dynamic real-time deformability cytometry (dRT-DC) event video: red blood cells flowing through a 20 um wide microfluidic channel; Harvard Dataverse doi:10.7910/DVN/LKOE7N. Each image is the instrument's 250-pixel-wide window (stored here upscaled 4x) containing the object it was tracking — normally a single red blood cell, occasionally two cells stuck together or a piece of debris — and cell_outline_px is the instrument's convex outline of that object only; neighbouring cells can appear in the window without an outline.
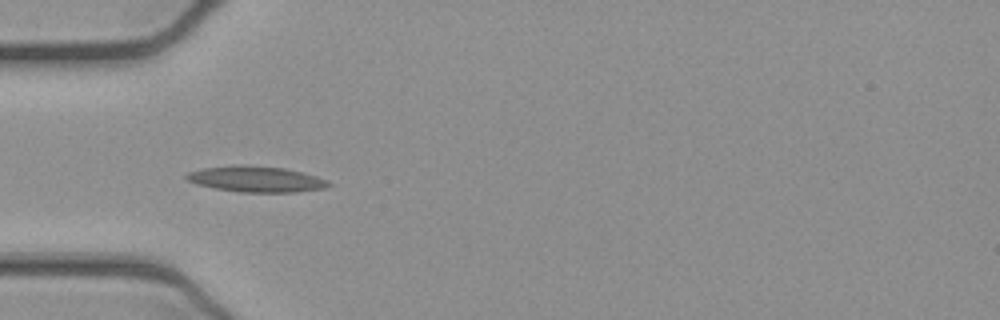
{"species": "common noctule bat (a hibernating species)", "species_latin": "Nyctalus noctula", "temperature_condition": "cold", "stored_images_in_passage": 37, "camera_frame_rate_fps": 3000, "um_per_image_px": 0.085, "animal": {"sex": "female", "body_mass_g": 21.9}, "frame": {"image": 1, "passage_image": 1, "time_ms": 0.0, "image_size_px": [1000, 320], "cell_outline_px": [[332, 184], [324, 188], [296, 192], [240, 192], [216, 188], [196, 184], [188, 180], [184, 176], [188, 172], [200, 168], [236, 164], [240, 164], [284, 168], [316, 176], [328, 180]], "centroid_in_image_um": [21.74, 15.21], "position_along_channel_um": 63.3, "area_um2": 21.44}}
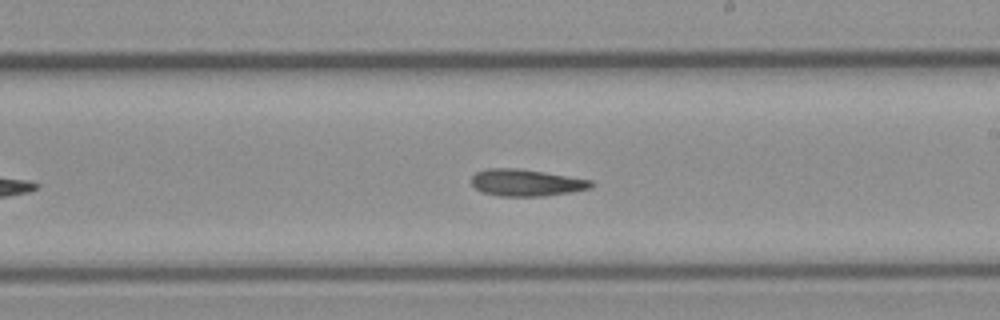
{"frame": {"image": 2, "passage_image": 15, "time_ms": 4.667, "image_size_px": [1000, 320], "cell_outline_px": [[596, 184], [592, 188], [572, 192], [544, 196], [500, 196], [484, 192], [476, 188], [472, 184], [472, 176], [476, 172], [488, 168], [516, 168], [544, 172], [592, 180]], "centroid_in_image_um": [44.78, 15.53], "position_along_channel_um": 244.2, "area_um2": 18.73}}
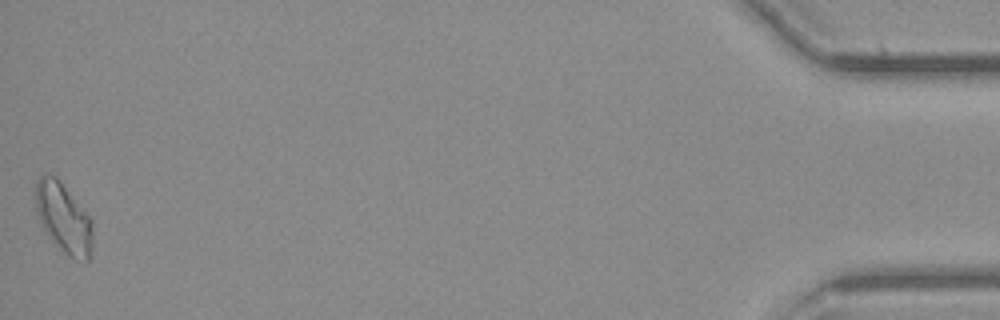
{"frame": {"image": 3, "passage_image": 37, "time_ms": 12.0, "image_size_px": [1000, 320], "cell_outline_px": [[92, 252], [88, 260], [76, 260], [60, 252], [44, 232], [40, 224], [36, 212], [36, 180], [44, 172], [48, 172], [56, 176], [60, 180], [92, 220]], "centroid_in_image_um": [5.38, 18.55], "position_along_channel_um": 429.8, "area_um2": 23.81}}